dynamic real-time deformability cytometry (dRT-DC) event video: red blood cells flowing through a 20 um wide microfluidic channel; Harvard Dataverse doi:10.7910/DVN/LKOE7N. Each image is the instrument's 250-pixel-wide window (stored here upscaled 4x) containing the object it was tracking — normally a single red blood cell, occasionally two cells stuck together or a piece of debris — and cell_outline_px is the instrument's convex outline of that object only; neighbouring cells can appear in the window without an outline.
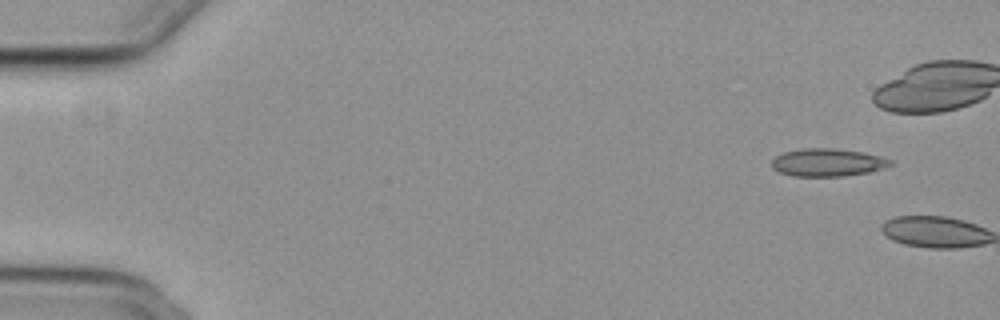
{"species": "common noctule bat (a hibernating species)", "species_latin": "Nyctalus noctula", "temperature_condition": "cold", "stored_images_in_passage": 6, "camera_frame_rate_fps": 3000, "um_per_image_px": 0.085, "animal": {"sex": "female", "body_mass_g": 29.2, "forearm_length_mm": 56.3}, "frame": {"image": 1, "passage_image": 5, "time_ms": 1.333, "image_size_px": [1000, 320], "cell_outline_px": [[892, 164], [884, 168], [868, 172], [844, 176], [792, 176], [780, 172], [772, 168], [772, 160], [776, 156], [784, 152], [800, 148], [836, 148], [860, 152], [880, 156], [892, 160]], "centroid_in_image_um": [70.33, 13.8], "position_along_channel_um": 14.7, "area_um2": 19.19}}